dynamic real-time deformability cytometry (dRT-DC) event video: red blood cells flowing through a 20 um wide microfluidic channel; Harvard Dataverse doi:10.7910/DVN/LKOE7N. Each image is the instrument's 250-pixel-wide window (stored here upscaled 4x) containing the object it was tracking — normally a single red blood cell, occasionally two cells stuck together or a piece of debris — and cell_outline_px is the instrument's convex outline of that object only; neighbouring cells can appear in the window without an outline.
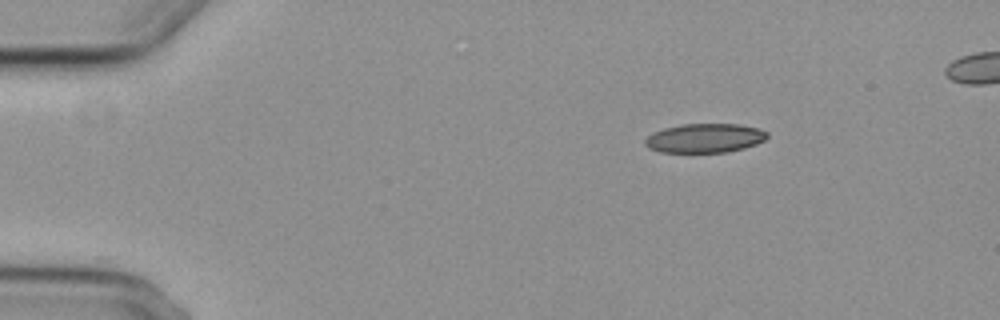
{"species": "common noctule bat (a hibernating species)", "species_latin": "Nyctalus noctula", "temperature_condition": "cold", "stored_images_in_passage": 4, "camera_frame_rate_fps": 3000, "um_per_image_px": 0.085, "animal": {"sex": "female", "body_mass_g": 29.2, "forearm_length_mm": 56.3}, "frame": {"image": 1, "passage_image": 1, "time_ms": 0.0, "image_size_px": [1000, 320], "cell_outline_px": [[768, 136], [764, 140], [756, 144], [744, 148], [728, 152], [660, 152], [648, 148], [644, 144], [644, 140], [648, 136], [664, 128], [684, 124], [740, 124], [760, 128], [768, 132]], "centroid_in_image_um": [59.93, 11.74], "position_along_channel_um": 25.1, "area_um2": 20.75}}